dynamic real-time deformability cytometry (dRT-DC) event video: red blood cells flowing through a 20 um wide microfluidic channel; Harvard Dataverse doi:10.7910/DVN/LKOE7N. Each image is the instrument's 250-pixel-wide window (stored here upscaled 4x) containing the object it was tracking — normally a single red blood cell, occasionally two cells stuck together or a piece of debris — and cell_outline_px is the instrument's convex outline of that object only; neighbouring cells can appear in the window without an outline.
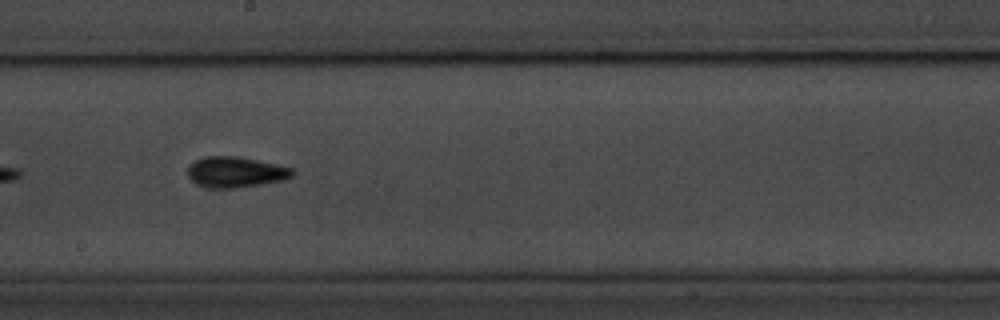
{"species": "common noctule bat (a hibernating species)", "species_latin": "Nyctalus noctula", "temperature_condition": "room temperature", "stored_images_in_passage": 37, "camera_frame_rate_fps": 3000, "um_per_image_px": 0.085, "animal": {"sex": "male", "body_mass_g": 20.1, "forearm_length_mm": 53.5}, "frame": {"image": 1, "passage_image": 16, "time_ms": 5.0, "image_size_px": [1000, 320], "cell_outline_px": [[296, 172], [292, 176], [284, 180], [260, 184], [232, 188], [208, 188], [192, 180], [188, 176], [188, 168], [196, 160], [208, 156], [240, 156], [276, 164], [292, 168]], "centroid_in_image_um": [20.06, 14.62], "position_along_channel_um": 228.1, "area_um2": 18.55}, "authors_computed_cell_mechanics": {"area_um2": 16.8776, "velocity_mm_per_s": 3.6138, "shape_relaxation_time_tau1_ms": 3.4975, "shape_relaxation_time_tau2_ms": 7.6663, "deformation_change_tau1": 0.1461, "deformation_change_tau2": 0.1735}}